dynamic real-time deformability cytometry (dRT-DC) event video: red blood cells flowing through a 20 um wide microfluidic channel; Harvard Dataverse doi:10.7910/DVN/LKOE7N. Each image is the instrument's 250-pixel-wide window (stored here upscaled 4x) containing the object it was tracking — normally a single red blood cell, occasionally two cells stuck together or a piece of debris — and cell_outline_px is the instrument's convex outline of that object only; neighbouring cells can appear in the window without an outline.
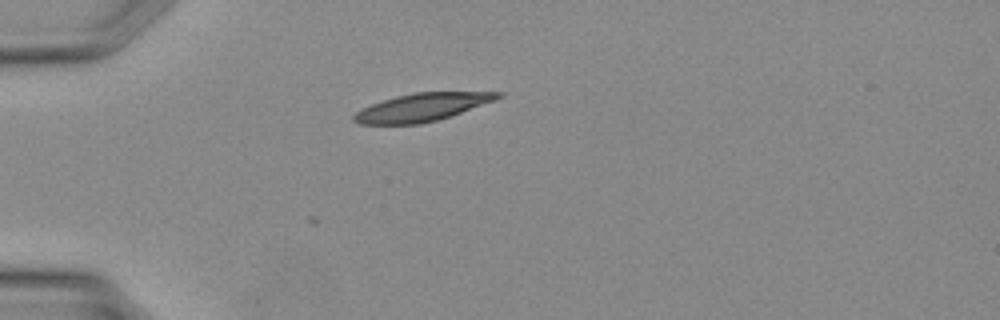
{"species": "Egyptian fruit bat (a non-hibernating species)", "species_latin": "Rousettus aegyptiacus", "temperature_condition": "warm", "stored_images_in_passage": 5, "camera_frame_rate_fps": 3000, "um_per_image_px": 0.085, "animal": {"sex": "female"}, "frame": {"image": 1, "passage_image": 1, "time_ms": 0.0, "image_size_px": [1000, 320], "cell_outline_px": [[504, 96], [496, 100], [436, 120], [420, 124], [360, 124], [352, 120], [352, 116], [356, 112], [372, 104], [396, 96], [412, 92], [504, 92]], "centroid_in_image_um": [35.87, 9.11], "position_along_channel_um": 49.1, "area_um2": 23.12}}
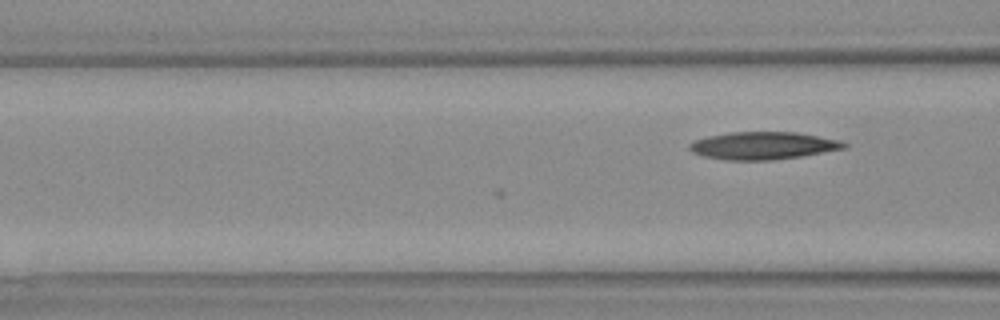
{"frame": {"image": 2, "passage_image": 5, "time_ms": 1.333, "image_size_px": [1000, 320], "cell_outline_px": [[848, 148], [800, 156], [772, 160], [724, 160], [704, 156], [692, 152], [688, 148], [688, 144], [696, 140], [708, 136], [732, 132], [796, 132], [840, 140], [848, 144]], "centroid_in_image_um": [64.87, 12.38], "position_along_channel_um": 101.7, "area_um2": 24.8}}